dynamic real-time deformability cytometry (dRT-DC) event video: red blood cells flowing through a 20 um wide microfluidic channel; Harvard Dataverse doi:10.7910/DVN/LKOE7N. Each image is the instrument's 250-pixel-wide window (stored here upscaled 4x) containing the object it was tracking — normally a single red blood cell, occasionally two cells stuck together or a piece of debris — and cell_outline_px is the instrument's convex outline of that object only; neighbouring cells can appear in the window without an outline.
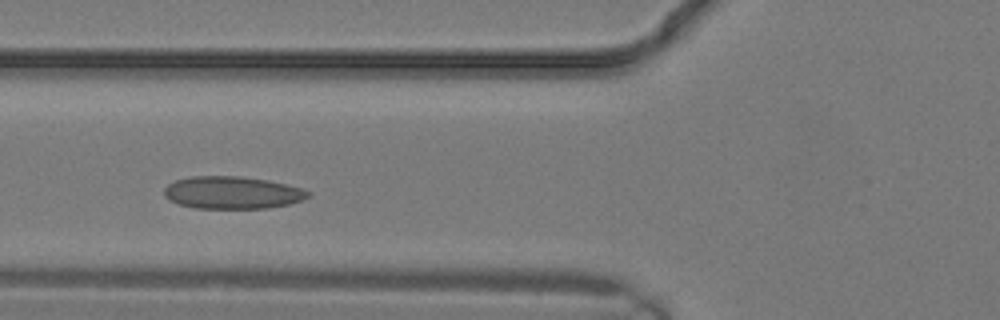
{"species": "common noctule bat (a hibernating species)", "species_latin": "Nyctalus noctula", "temperature_condition": "warm", "stored_images_in_passage": 9, "camera_frame_rate_fps": 3000, "um_per_image_px": 0.085, "animal": {"sex": "male", "body_mass_g": 19.2, "forearm_length_mm": 51.8}, "frame": {"image": 1, "passage_image": 6, "time_ms": 1.667, "image_size_px": [1000, 320], "cell_outline_px": [[312, 192], [304, 200], [288, 204], [264, 208], [196, 208], [176, 204], [168, 200], [164, 196], [164, 188], [168, 184], [176, 180], [192, 176], [240, 176], [268, 180], [300, 188]], "centroid_in_image_um": [19.7, 16.37], "position_along_channel_um": 106.1, "area_um2": 27.22}}
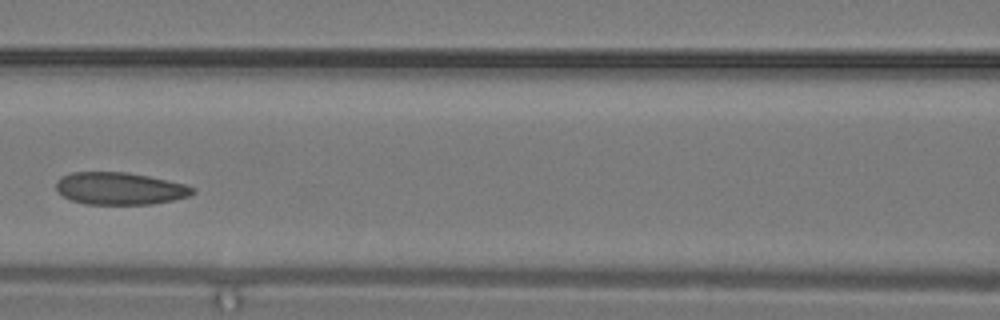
{"frame": {"image": 2, "passage_image": 8, "time_ms": 2.333, "image_size_px": [1000, 320], "cell_outline_px": [[196, 192], [188, 196], [172, 200], [152, 204], [84, 204], [72, 200], [64, 196], [56, 188], [56, 180], [60, 176], [72, 172], [128, 172], [148, 176], [184, 184], [196, 188]], "centroid_in_image_um": [10.17, 16.02], "position_along_channel_um": 156.4, "area_um2": 25.66}}